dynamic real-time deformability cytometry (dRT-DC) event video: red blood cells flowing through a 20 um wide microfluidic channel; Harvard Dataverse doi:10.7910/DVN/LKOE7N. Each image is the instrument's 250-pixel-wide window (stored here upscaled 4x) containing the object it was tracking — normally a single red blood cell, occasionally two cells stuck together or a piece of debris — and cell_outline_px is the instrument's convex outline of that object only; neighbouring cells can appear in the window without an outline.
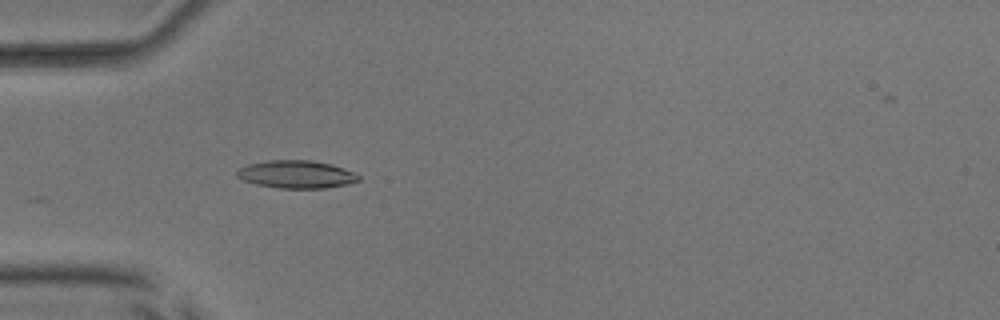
{"species": "common noctule bat (a hibernating species)", "species_latin": "Nyctalus noctula", "temperature_condition": "room temperature", "stored_images_in_passage": 17, "camera_frame_rate_fps": 3000, "um_per_image_px": 0.085, "animal": {"sex": "male", "body_mass_g": 17.9, "forearm_length_mm": 54.2}, "frame": {"image": 1, "passage_image": 1, "time_ms": 0.0, "image_size_px": [1000, 320], "cell_outline_px": [[360, 180], [348, 184], [324, 188], [280, 188], [256, 184], [244, 180], [236, 176], [236, 172], [240, 168], [248, 164], [268, 160], [312, 160], [332, 164], [352, 172], [360, 176]], "centroid_in_image_um": [25.19, 14.81], "position_along_channel_um": 59.8, "area_um2": 19.59}}
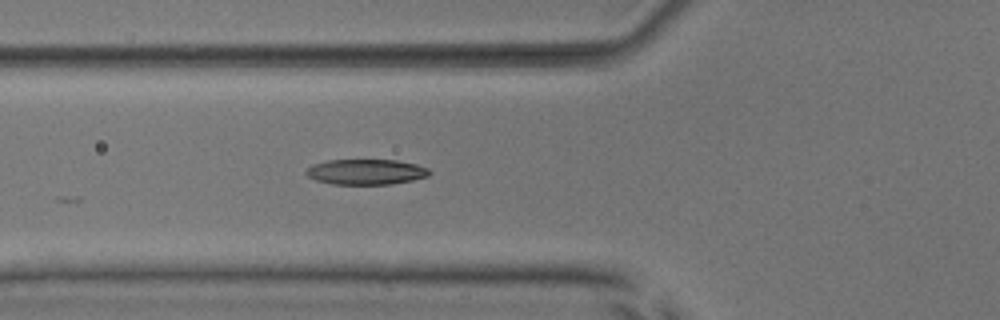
{"frame": {"image": 2, "passage_image": 4, "time_ms": 1.0, "image_size_px": [1000, 320], "cell_outline_px": [[432, 172], [428, 176], [412, 180], [392, 184], [332, 184], [316, 180], [308, 176], [304, 172], [312, 164], [328, 160], [396, 160], [416, 164], [428, 168]], "centroid_in_image_um": [31.11, 14.61], "position_along_channel_um": 94.7, "area_um2": 18.26}}
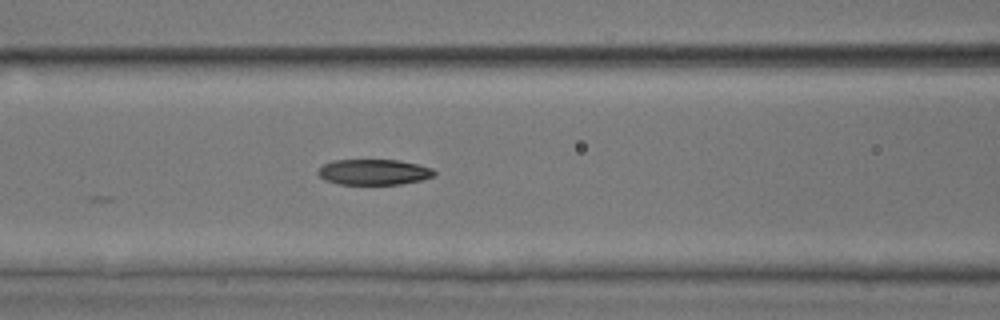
{"frame": {"image": 3, "passage_image": 7, "time_ms": 2.0, "image_size_px": [1000, 320], "cell_outline_px": [[436, 176], [420, 180], [400, 184], [340, 184], [324, 180], [316, 172], [324, 164], [332, 160], [400, 160], [420, 164], [432, 168], [436, 172]], "centroid_in_image_um": [31.8, 14.62], "position_along_channel_um": 134.8, "area_um2": 17.46}}